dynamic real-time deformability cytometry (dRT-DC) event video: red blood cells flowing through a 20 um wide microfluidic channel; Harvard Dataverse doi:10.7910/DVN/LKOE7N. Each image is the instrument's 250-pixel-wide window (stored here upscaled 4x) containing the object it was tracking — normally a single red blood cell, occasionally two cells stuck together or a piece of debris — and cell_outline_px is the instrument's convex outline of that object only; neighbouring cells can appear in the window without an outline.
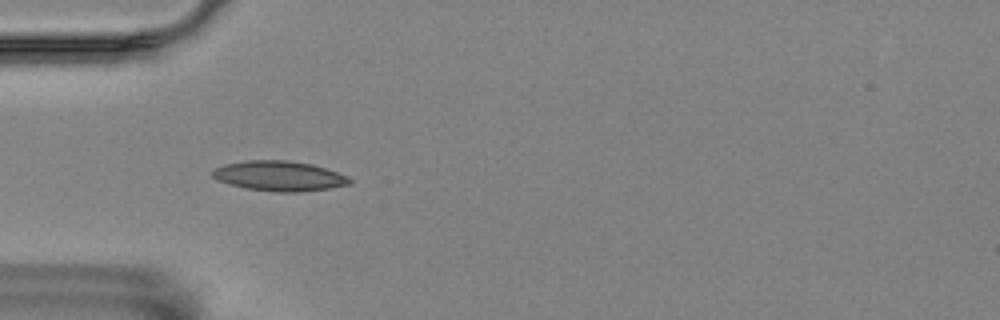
{"species": "Egyptian fruit bat (a non-hibernating species)", "species_latin": "Rousettus aegyptiacus", "temperature_condition": "room temperature", "stored_images_in_passage": 22, "camera_frame_rate_fps": 3000, "um_per_image_px": 0.085, "animal": {"sex": "female"}, "frame": {"image": 1, "passage_image": 5, "time_ms": 1.333, "image_size_px": [1000, 320], "cell_outline_px": [[352, 184], [328, 188], [300, 192], [276, 192], [248, 188], [216, 180], [212, 176], [212, 172], [216, 168], [224, 164], [248, 160], [288, 160], [312, 164], [348, 176], [352, 180]], "centroid_in_image_um": [23.76, 14.95], "position_along_channel_um": 61.2, "area_um2": 23.81}}
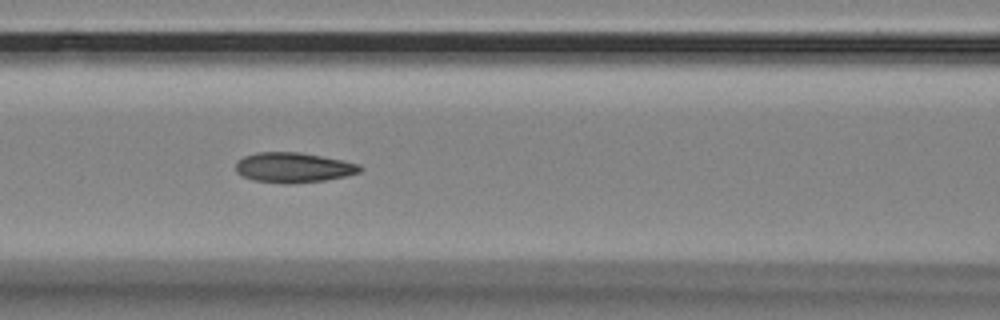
{"frame": {"image": 2, "passage_image": 12, "time_ms": 3.667, "image_size_px": [1000, 320], "cell_outline_px": [[364, 168], [360, 172], [344, 176], [324, 180], [288, 184], [284, 184], [252, 180], [236, 172], [236, 160], [244, 156], [256, 152], [300, 152], [360, 164]], "centroid_in_image_um": [24.91, 14.24], "position_along_channel_um": 141.7, "area_um2": 21.73}}
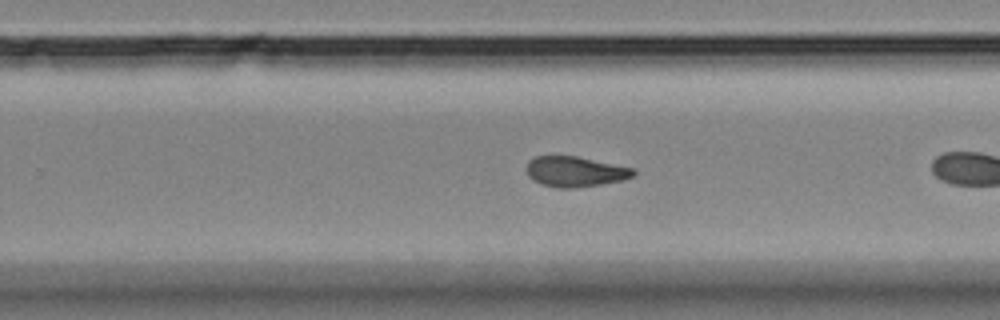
{"frame": {"image": 3, "passage_image": 21, "time_ms": 6.667, "image_size_px": [1000, 320], "cell_outline_px": [[636, 172], [632, 176], [620, 180], [600, 184], [576, 188], [556, 188], [540, 184], [532, 180], [528, 176], [524, 168], [528, 160], [536, 156], [576, 156], [632, 168]], "centroid_in_image_um": [48.78, 14.59], "position_along_channel_um": 281.0, "area_um2": 18.9}}